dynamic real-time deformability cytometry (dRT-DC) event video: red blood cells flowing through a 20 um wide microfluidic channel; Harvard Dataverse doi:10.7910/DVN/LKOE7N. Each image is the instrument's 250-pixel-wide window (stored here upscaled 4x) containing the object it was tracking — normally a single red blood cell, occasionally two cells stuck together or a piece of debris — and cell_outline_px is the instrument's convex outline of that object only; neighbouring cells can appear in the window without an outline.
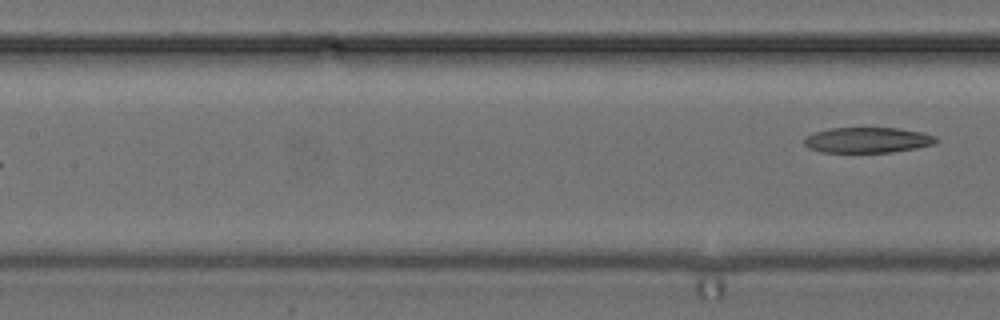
{"species": "common noctule bat (a hibernating species)", "species_latin": "Nyctalus noctula", "temperature_condition": "cold", "stored_images_in_passage": 8, "segment_of_instrument_passage": [2, 2], "camera_frame_rate_fps": 3000, "um_per_image_px": 0.085, "animal": {"sex": "female", "body_mass_g": 24.6, "forearm_length_mm": 56.2}, "frame": {"image": 1, "passage_image": 8, "time_ms": 8.333, "image_size_px": [1000, 320], "cell_outline_px": [[936, 144], [916, 148], [892, 152], [820, 152], [808, 148], [804, 144], [804, 136], [816, 132], [832, 128], [900, 128], [924, 132], [936, 136]], "centroid_in_image_um": [73.75, 11.9], "position_along_channel_um": 133.6, "area_um2": 19.71}}